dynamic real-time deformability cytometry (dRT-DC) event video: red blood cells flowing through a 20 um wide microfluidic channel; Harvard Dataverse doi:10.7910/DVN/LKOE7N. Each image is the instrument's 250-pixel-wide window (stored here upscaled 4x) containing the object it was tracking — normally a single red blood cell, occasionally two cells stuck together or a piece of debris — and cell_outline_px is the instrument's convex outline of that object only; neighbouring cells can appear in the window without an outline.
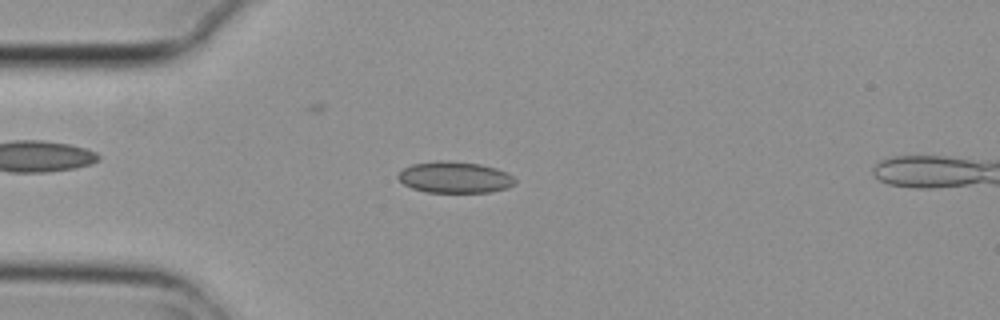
{"species": "common noctule bat (a hibernating species)", "species_latin": "Nyctalus noctula", "temperature_condition": "cold", "stored_images_in_passage": 4, "camera_frame_rate_fps": 3000, "um_per_image_px": 0.085, "animal": {"sex": "female", "body_mass_g": 29.2, "forearm_length_mm": 56.3}, "frame": {"image": 1, "passage_image": 4, "time_ms": 1.0, "image_size_px": [1000, 320], "cell_outline_px": [[516, 184], [508, 188], [492, 192], [424, 192], [412, 188], [404, 184], [396, 176], [404, 168], [412, 164], [440, 160], [448, 160], [480, 164], [496, 168], [508, 172], [516, 180]], "centroid_in_image_um": [38.69, 15.07], "position_along_channel_um": 46.3, "area_um2": 21.56}}